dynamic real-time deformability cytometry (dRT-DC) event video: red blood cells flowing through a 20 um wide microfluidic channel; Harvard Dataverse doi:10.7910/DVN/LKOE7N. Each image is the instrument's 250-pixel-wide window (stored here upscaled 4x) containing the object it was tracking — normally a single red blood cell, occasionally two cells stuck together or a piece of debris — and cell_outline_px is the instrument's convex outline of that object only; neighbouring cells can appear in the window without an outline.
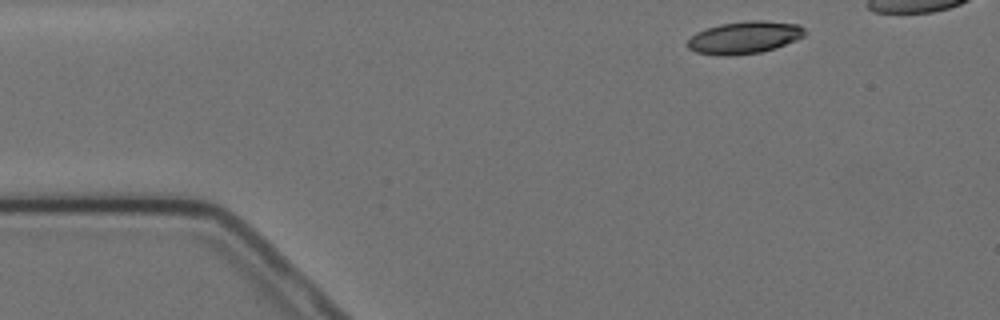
{"species": "Egyptian fruit bat (a non-hibernating species)", "species_latin": "Rousettus aegyptiacus", "temperature_condition": "cold", "stored_images_in_passage": 12, "camera_frame_rate_fps": 3000, "um_per_image_px": 0.085, "animal": {"sex": "female"}, "frame": {"image": 1, "passage_image": 1, "time_ms": 0.0, "image_size_px": [1000, 320], "cell_outline_px": [[804, 36], [796, 40], [776, 48], [760, 52], [728, 56], [720, 56], [696, 52], [688, 48], [688, 40], [696, 32], [720, 24], [748, 20], [764, 20], [800, 24], [804, 28]], "centroid_in_image_um": [63.29, 3.18], "position_along_channel_um": 21.7, "area_um2": 22.14}}
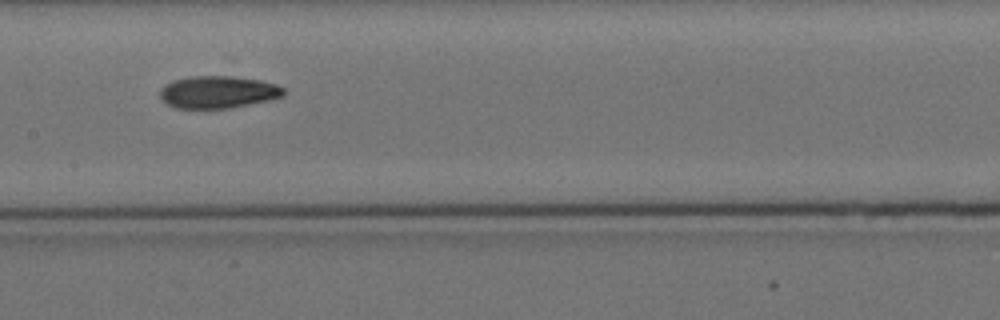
{"frame": {"image": 2, "passage_image": 6, "time_ms": 6.667, "image_size_px": [1000, 320], "cell_outline_px": [[284, 96], [268, 100], [228, 108], [176, 108], [168, 104], [160, 96], [160, 88], [172, 80], [192, 76], [232, 76], [260, 80], [276, 84], [284, 88]], "centroid_in_image_um": [18.53, 7.81], "position_along_channel_um": 188.9, "area_um2": 23.12}}
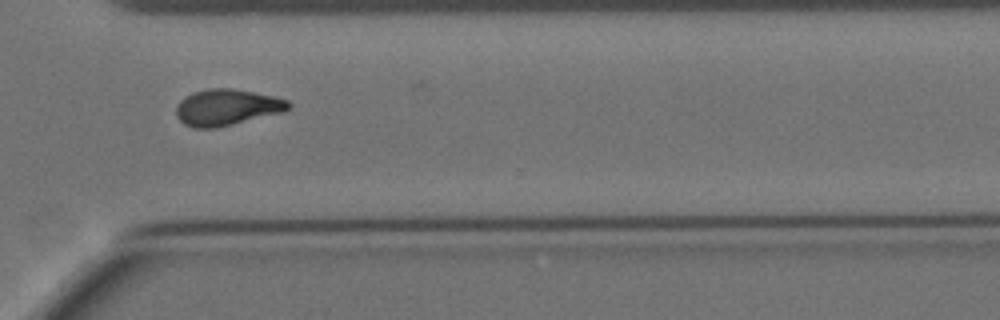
{"frame": {"image": 3, "passage_image": 10, "time_ms": 11.333, "image_size_px": [1000, 320], "cell_outline_px": [[292, 104], [284, 112], [216, 128], [196, 128], [184, 124], [176, 116], [176, 104], [184, 96], [192, 92], [208, 88], [232, 88], [276, 96], [288, 100]], "centroid_in_image_um": [19.27, 9.11], "position_along_channel_um": 351.3, "area_um2": 23.99}}